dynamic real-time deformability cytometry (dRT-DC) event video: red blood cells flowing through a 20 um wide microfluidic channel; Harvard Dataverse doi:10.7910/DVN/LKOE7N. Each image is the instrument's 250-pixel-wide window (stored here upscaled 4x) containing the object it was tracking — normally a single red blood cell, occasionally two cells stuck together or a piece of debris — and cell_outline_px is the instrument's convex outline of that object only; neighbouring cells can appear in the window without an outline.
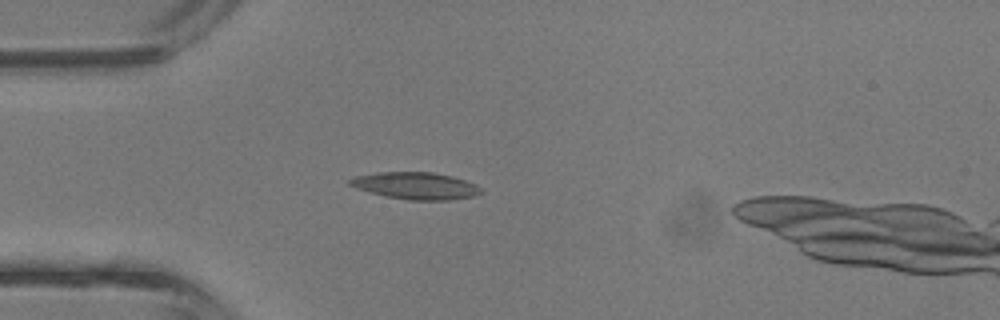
{"species": "common noctule bat (a hibernating species)", "species_latin": "Nyctalus noctula", "temperature_condition": "room temperature", "stored_images_in_passage": 30, "camera_frame_rate_fps": 3000, "um_per_image_px": 0.085, "animal": {"sex": "male", "body_mass_g": 13.3}, "frame": {"image": 1, "passage_image": 4, "time_ms": 1.0, "image_size_px": [1000, 320], "cell_outline_px": [[484, 192], [476, 196], [448, 200], [408, 200], [384, 196], [356, 188], [348, 184], [348, 180], [356, 176], [376, 172], [432, 172], [452, 176], [476, 184]], "centroid_in_image_um": [35.34, 15.79], "position_along_channel_um": 49.7, "area_um2": 20.75}}
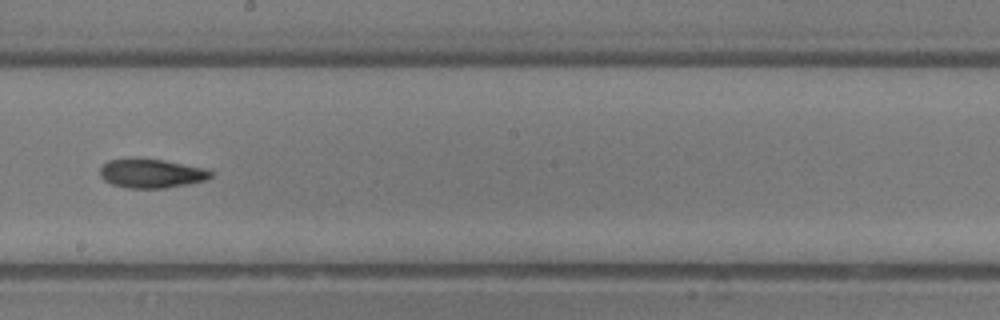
{"frame": {"image": 2, "passage_image": 16, "time_ms": 5.0, "image_size_px": [1000, 320], "cell_outline_px": [[212, 176], [204, 180], [188, 184], [164, 188], [128, 188], [112, 184], [104, 180], [100, 176], [100, 168], [108, 160], [164, 160], [208, 168], [212, 172]], "centroid_in_image_um": [12.91, 14.76], "position_along_channel_um": 235.3, "area_um2": 18.38}}
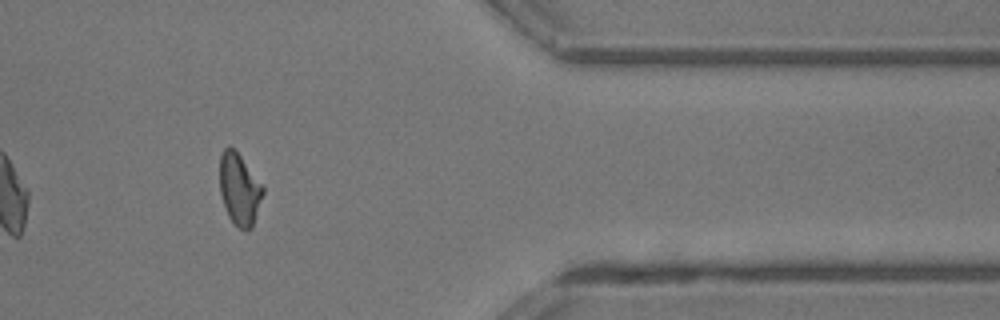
{"frame": {"image": 3, "passage_image": 27, "time_ms": 8.667, "image_size_px": [1000, 320], "cell_outline_px": [[264, 192], [252, 228], [248, 232], [244, 232], [228, 216], [220, 192], [220, 152], [224, 148], [232, 148], [240, 156], [264, 184]], "centroid_in_image_um": [20.37, 16.1], "position_along_channel_um": 391.0, "area_um2": 18.09}, "authors_computed_cell_mechanics": {"area_um2": 18.9584, "velocity_mm_per_s": 4.907, "shape_relaxation_time_tau1_ms": 5.4513, "shape_relaxation_time_tau2_ms": 3.6842, "deformation_change_tau1": 0.1765, "deformation_change_tau2": 0.1147}}